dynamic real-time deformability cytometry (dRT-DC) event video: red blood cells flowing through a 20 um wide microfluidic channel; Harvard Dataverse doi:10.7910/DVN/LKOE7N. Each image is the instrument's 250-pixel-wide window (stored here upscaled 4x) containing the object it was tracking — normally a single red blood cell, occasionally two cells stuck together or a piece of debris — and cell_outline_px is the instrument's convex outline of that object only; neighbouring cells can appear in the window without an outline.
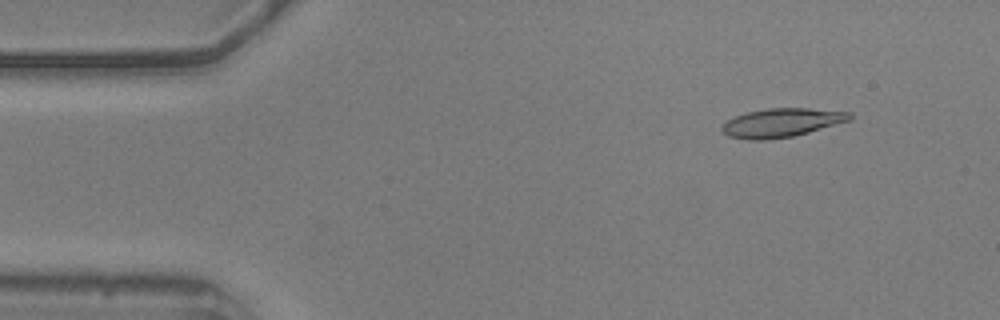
{"species": "common noctule bat (a hibernating species)", "species_latin": "Nyctalus noctula", "temperature_condition": "warm", "stored_images_in_passage": 42, "camera_frame_rate_fps": 3000, "um_per_image_px": 0.085, "animal": {"sex": "male", "body_mass_g": 20.5, "forearm_length_mm": 52.5}, "frame": {"image": 1, "passage_image": 1, "time_ms": 0.0, "image_size_px": [1000, 320], "cell_outline_px": [[852, 120], [808, 132], [792, 136], [764, 140], [748, 140], [728, 136], [720, 128], [728, 120], [736, 116], [748, 112], [768, 108], [808, 108], [852, 112]], "centroid_in_image_um": [66.47, 10.42], "position_along_channel_um": 18.5, "area_um2": 21.27}}
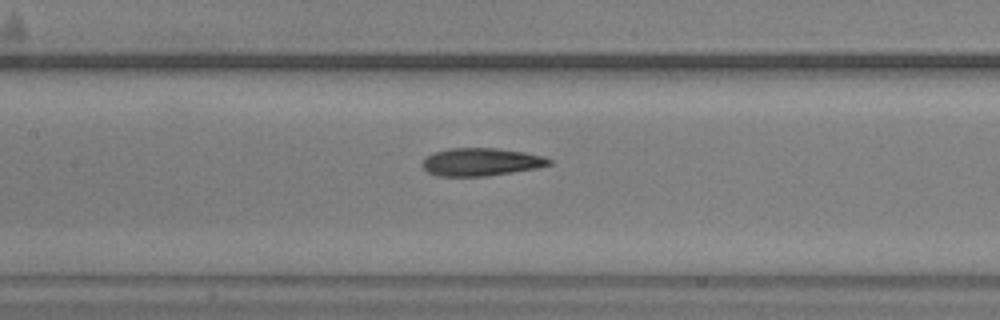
{"frame": {"image": 2, "passage_image": 20, "time_ms": 6.333, "image_size_px": [1000, 320], "cell_outline_px": [[552, 164], [536, 168], [512, 172], [484, 176], [440, 176], [428, 172], [420, 164], [432, 152], [448, 148], [496, 148], [524, 152], [544, 156], [552, 160]], "centroid_in_image_um": [40.88, 13.76], "position_along_channel_um": 166.5, "area_um2": 20.52}}
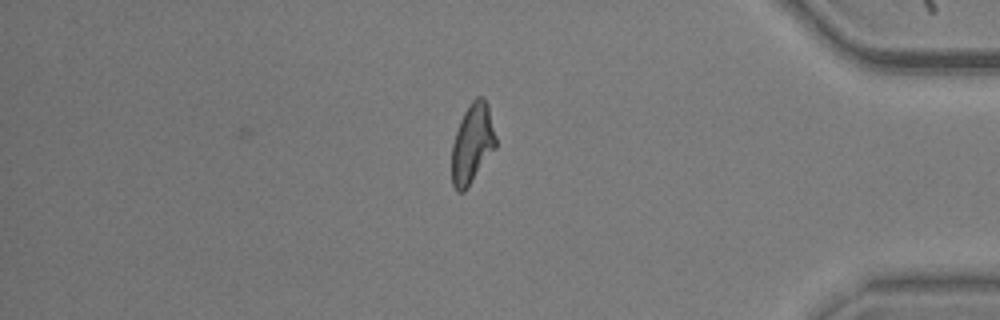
{"frame": {"image": 3, "passage_image": 42, "time_ms": 13.667, "image_size_px": [1000, 320], "cell_outline_px": [[496, 148], [468, 188], [464, 192], [456, 192], [452, 184], [452, 144], [460, 120], [468, 104], [476, 96], [484, 96], [488, 104], [496, 136]], "centroid_in_image_um": [40.15, 12.2], "position_along_channel_um": 395.0, "area_um2": 20.75}, "authors_computed_cell_mechanics": {"area_um2": 20.9525, "velocity_mm_per_s": 3.5864, "shape_relaxation_time_tau1_ms": null, "shape_relaxation_time_tau2_ms": 2.3669, "deformation_change_tau1": null, "deformation_change_tau2": 0.1118}}